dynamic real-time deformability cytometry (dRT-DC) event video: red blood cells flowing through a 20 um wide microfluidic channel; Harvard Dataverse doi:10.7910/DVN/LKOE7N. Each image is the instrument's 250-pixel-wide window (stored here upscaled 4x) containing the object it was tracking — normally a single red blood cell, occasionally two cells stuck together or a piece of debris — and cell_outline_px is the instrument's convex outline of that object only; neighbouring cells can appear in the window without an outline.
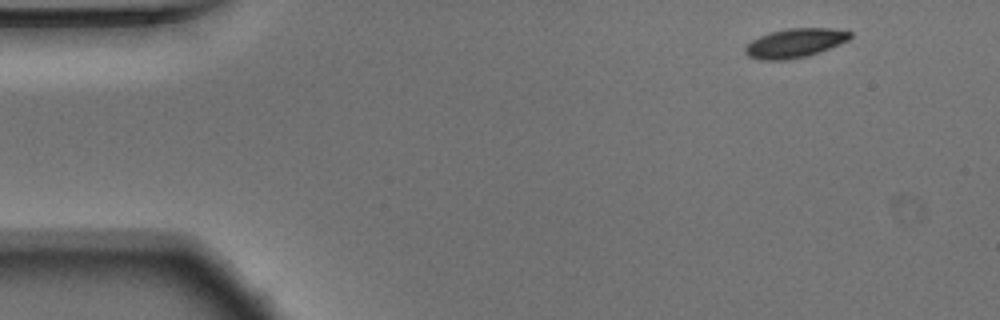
{"species": "Egyptian fruit bat (a non-hibernating species)", "species_latin": "Rousettus aegyptiacus", "temperature_condition": "warm", "stored_images_in_passage": 50, "camera_frame_rate_fps": 3000, "um_per_image_px": 0.085, "animal": {"sex": "male"}, "frame": {"image": 1, "passage_image": 1, "time_ms": 0.0, "image_size_px": [1000, 320], "cell_outline_px": [[852, 36], [848, 40], [840, 44], [808, 56], [788, 60], [760, 60], [748, 56], [744, 52], [744, 48], [752, 40], [760, 36], [772, 32], [788, 28], [832, 28], [852, 32]], "centroid_in_image_um": [67.57, 3.67], "position_along_channel_um": 17.4, "area_um2": 17.8}}
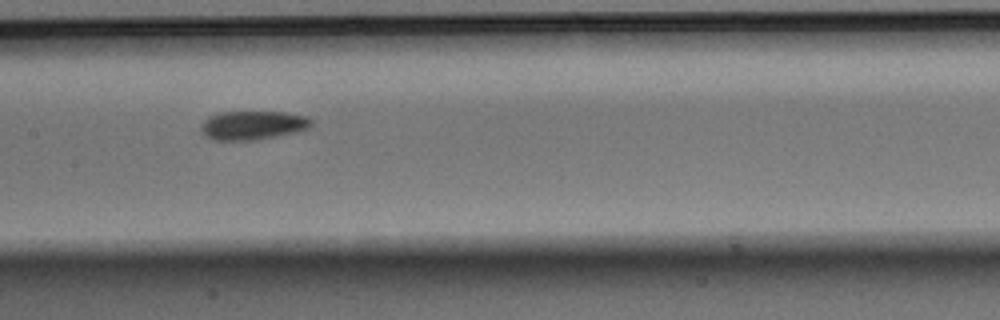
{"frame": {"image": 2, "passage_image": 22, "time_ms": 7.0, "image_size_px": [1000, 320], "cell_outline_px": [[312, 124], [308, 128], [296, 132], [256, 140], [212, 140], [204, 136], [200, 128], [204, 120], [208, 116], [220, 112], [288, 112], [304, 116], [312, 120]], "centroid_in_image_um": [21.45, 10.65], "position_along_channel_um": 185.9, "area_um2": 18.61}}
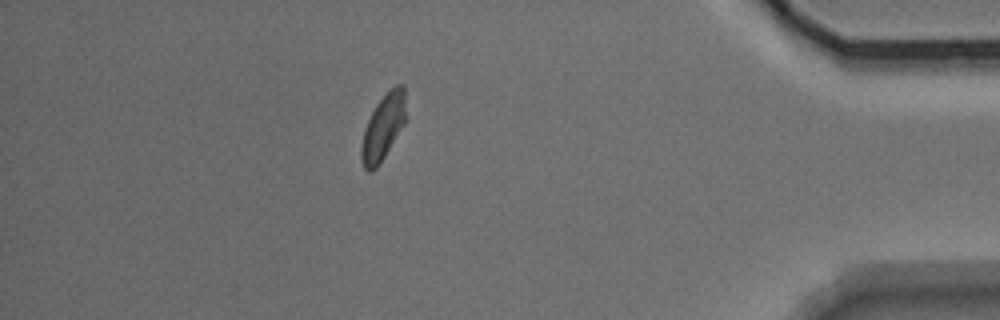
{"frame": {"image": 3, "passage_image": 43, "time_ms": 14.0, "image_size_px": [1000, 320], "cell_outline_px": [[404, 124], [384, 156], [376, 168], [372, 172], [368, 172], [364, 168], [360, 156], [360, 148], [364, 132], [368, 120], [376, 104], [396, 84], [404, 84]], "centroid_in_image_um": [32.54, 10.85], "position_along_channel_um": 402.7, "area_um2": 16.47}, "authors_computed_cell_mechanics": {"area_um2": 17.8602, "velocity_mm_per_s": 3.7323, "shape_relaxation_time_tau1_ms": 4.0868, "shape_relaxation_time_tau2_ms": 3.1793, "deformation_change_tau1": 0.1307, "deformation_change_tau2": 0.0715}}